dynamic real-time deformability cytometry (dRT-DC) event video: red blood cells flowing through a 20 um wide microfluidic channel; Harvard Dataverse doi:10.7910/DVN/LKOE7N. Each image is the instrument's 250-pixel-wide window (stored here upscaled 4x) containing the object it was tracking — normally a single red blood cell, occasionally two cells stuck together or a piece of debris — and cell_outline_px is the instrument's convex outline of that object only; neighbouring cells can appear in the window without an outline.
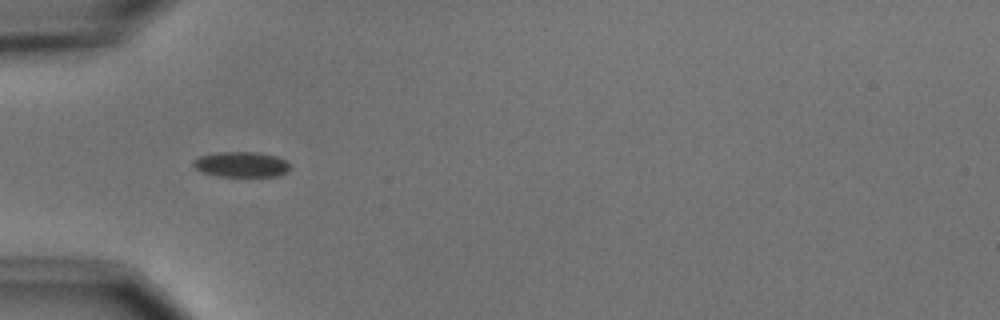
{"species": "common noctule bat (a hibernating species)", "species_latin": "Nyctalus noctula", "temperature_condition": "cold", "stored_images_in_passage": 3, "camera_frame_rate_fps": 3000, "um_per_image_px": 0.085, "animal": {"sex": "male", "body_mass_g": 15.6}, "frame": {"image": 1, "passage_image": 2, "time_ms": 1.333, "image_size_px": [1000, 320], "cell_outline_px": [[288, 172], [280, 176], [216, 176], [204, 172], [196, 168], [192, 164], [192, 160], [200, 156], [216, 152], [260, 152], [276, 156], [284, 160], [288, 164]], "centroid_in_image_um": [20.5, 13.97], "position_along_channel_um": 64.5, "area_um2": 14.28}}
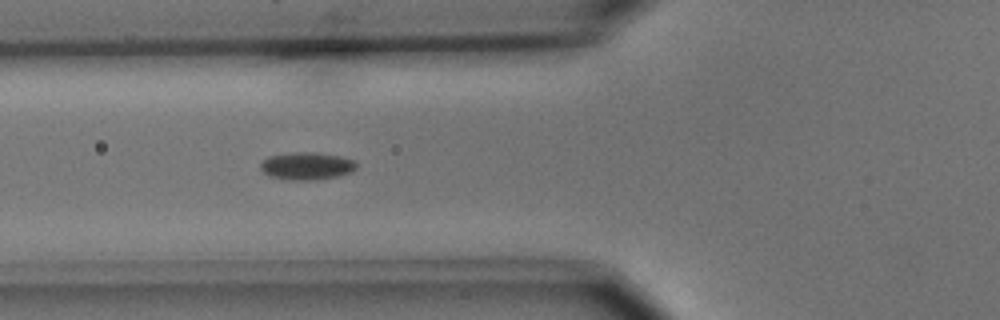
{"frame": {"image": 2, "passage_image": 3, "time_ms": 2.333, "image_size_px": [1000, 320], "cell_outline_px": [[356, 168], [352, 172], [336, 176], [312, 180], [288, 180], [268, 176], [260, 168], [260, 164], [268, 156], [296, 152], [316, 152], [340, 156], [356, 160]], "centroid_in_image_um": [26.07, 14.1], "position_along_channel_um": 99.7, "area_um2": 15.43}}